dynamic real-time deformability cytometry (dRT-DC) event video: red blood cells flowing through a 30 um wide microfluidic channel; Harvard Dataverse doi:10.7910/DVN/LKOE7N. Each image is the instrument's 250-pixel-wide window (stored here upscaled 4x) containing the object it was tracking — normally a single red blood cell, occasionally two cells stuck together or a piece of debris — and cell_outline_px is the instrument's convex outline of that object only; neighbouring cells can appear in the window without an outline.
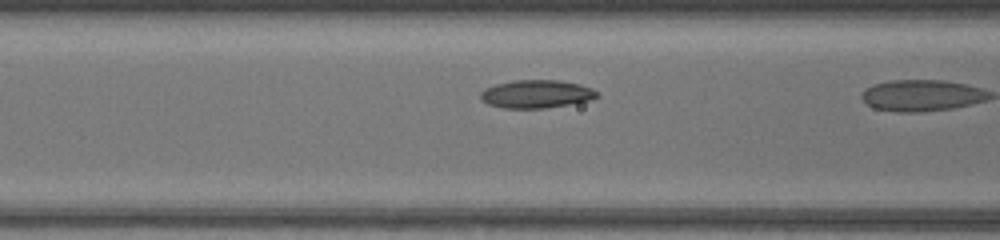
{"species": "common noctule bat (a hibernating species)", "species_latin": "Nyctalus noctula", "temperature_condition": "warm", "stored_images_in_passage": 6, "camera_frame_rate_fps": 3000, "um_per_image_px": 0.085, "animal": {"sex": "female", "body_mass_g": 17.0, "forearm_length_mm": 48.0}, "frame": {"image": 1, "passage_image": 5, "time_ms": 1.333, "image_size_px": [1000, 240], "cell_outline_px": [[600, 96], [592, 100], [544, 108], [504, 108], [488, 104], [480, 100], [480, 92], [484, 88], [496, 84], [516, 80], [560, 80], [580, 84], [592, 88]], "centroid_in_image_um": [45.58, 7.99], "position_along_channel_um": 121.0, "area_um2": 19.13}}